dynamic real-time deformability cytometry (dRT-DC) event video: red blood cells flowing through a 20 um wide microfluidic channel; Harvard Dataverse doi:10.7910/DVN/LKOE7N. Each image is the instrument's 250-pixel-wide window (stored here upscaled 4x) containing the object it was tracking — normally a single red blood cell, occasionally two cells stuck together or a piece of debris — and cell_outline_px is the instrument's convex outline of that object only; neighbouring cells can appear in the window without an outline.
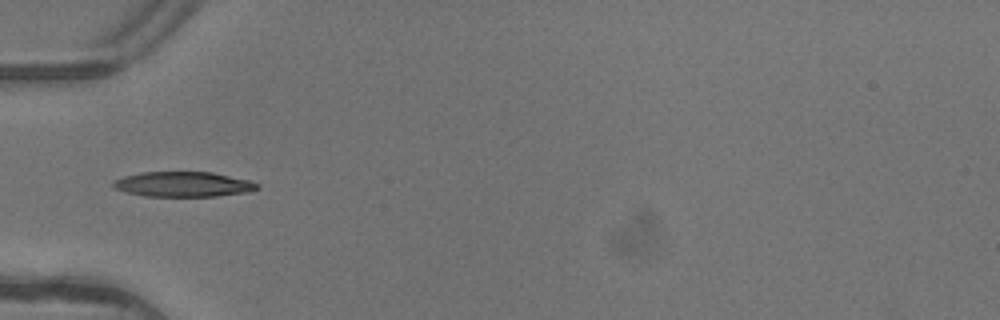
{"species": "common noctule bat (a hibernating species)", "species_latin": "Nyctalus noctula", "temperature_condition": "warm", "stored_images_in_passage": 1, "camera_frame_rate_fps": 3000, "um_per_image_px": 0.085, "animal": {"sex": "female"}, "frame": {"image": 1, "passage_image": 1, "time_ms": 0.0, "image_size_px": [1000, 320], "cell_outline_px": [[260, 188], [248, 192], [216, 196], [144, 196], [128, 192], [116, 188], [112, 184], [112, 180], [124, 176], [140, 172], [212, 172], [248, 180], [260, 184]], "centroid_in_image_um": [15.59, 15.66], "position_along_channel_um": 69.4, "area_um2": 20.98}}